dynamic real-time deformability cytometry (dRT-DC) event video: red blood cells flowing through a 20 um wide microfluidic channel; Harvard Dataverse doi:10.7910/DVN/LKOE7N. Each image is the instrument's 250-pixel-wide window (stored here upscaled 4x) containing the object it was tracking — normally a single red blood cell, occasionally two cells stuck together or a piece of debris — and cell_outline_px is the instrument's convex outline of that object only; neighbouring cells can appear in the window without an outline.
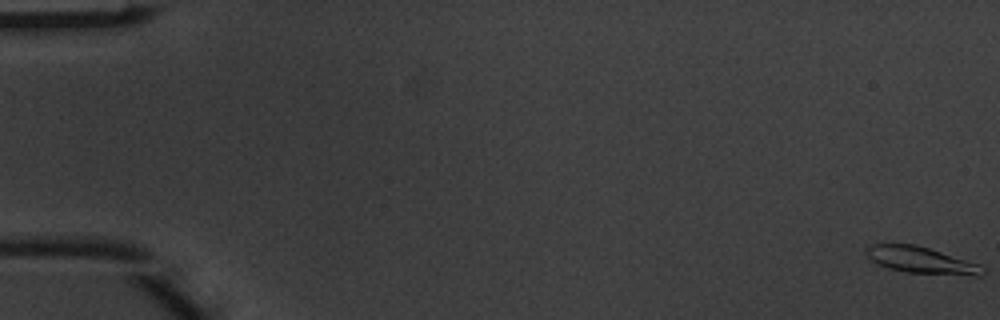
{"species": "common noctule bat (a hibernating species)", "species_latin": "Nyctalus noctula", "temperature_condition": "warm", "stored_images_in_passage": 6, "camera_frame_rate_fps": 3000, "um_per_image_px": 0.085, "animal": {"sex": "male", "body_mass_g": 20.1, "forearm_length_mm": 53.5}, "frame": {"image": 1, "passage_image": 1, "time_ms": 0.0, "image_size_px": [1000, 320], "cell_outline_px": [[984, 272], [980, 276], [972, 276], [908, 272], [888, 268], [876, 264], [864, 256], [864, 248], [872, 244], [916, 244], [980, 264], [984, 268]], "centroid_in_image_um": [78.25, 22.11], "position_along_channel_um": 6.8, "area_um2": 18.26}}